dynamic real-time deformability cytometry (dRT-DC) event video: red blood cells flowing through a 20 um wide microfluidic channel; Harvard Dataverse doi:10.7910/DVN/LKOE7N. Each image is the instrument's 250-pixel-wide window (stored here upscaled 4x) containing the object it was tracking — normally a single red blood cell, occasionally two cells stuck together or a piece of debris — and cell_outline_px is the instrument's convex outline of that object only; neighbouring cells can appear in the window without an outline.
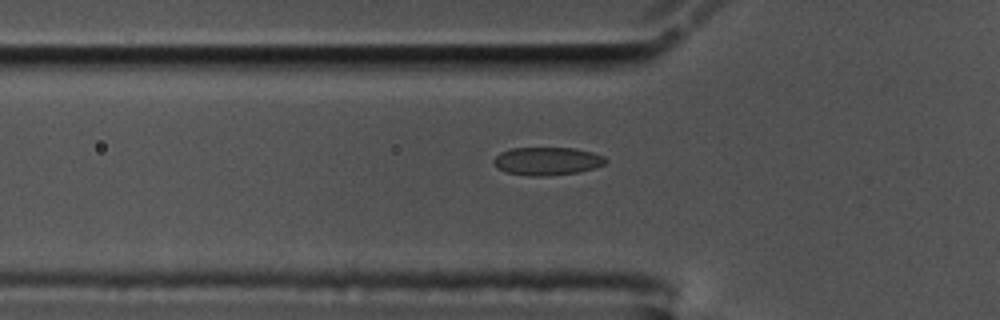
{"species": "common noctule bat (a hibernating species)", "species_latin": "Nyctalus noctula", "temperature_condition": "cold", "stored_images_in_passage": 40, "camera_frame_rate_fps": 3000, "um_per_image_px": 0.085, "animal": {"sex": "male", "body_mass_g": 17.5, "forearm_length_mm": 52.3}, "frame": {"image": 1, "passage_image": 2, "time_ms": 0.333, "image_size_px": [1000, 320], "cell_outline_px": [[608, 160], [604, 164], [596, 168], [576, 172], [544, 176], [532, 176], [508, 172], [500, 168], [492, 160], [500, 152], [512, 148], [576, 148], [592, 152], [604, 156]], "centroid_in_image_um": [46.55, 13.68], "position_along_channel_um": 79.2, "area_um2": 18.09}}
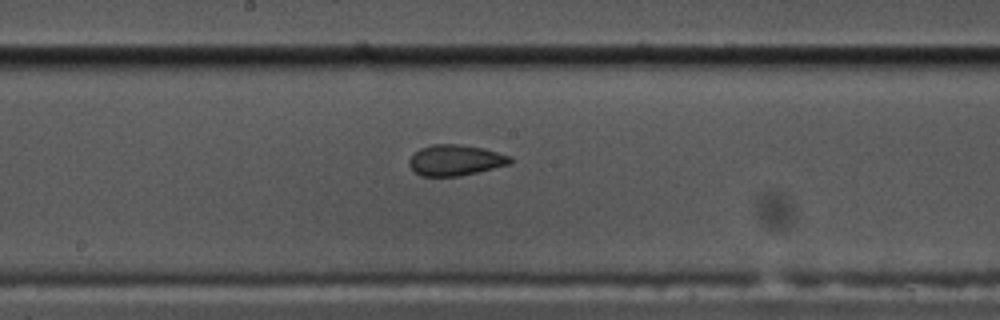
{"frame": {"image": 2, "passage_image": 13, "time_ms": 4.0, "image_size_px": [1000, 320], "cell_outline_px": [[512, 164], [460, 176], [420, 176], [408, 164], [408, 160], [420, 148], [432, 144], [460, 144], [484, 148], [512, 156]], "centroid_in_image_um": [38.74, 13.61], "position_along_channel_um": 209.5, "area_um2": 18.26}}
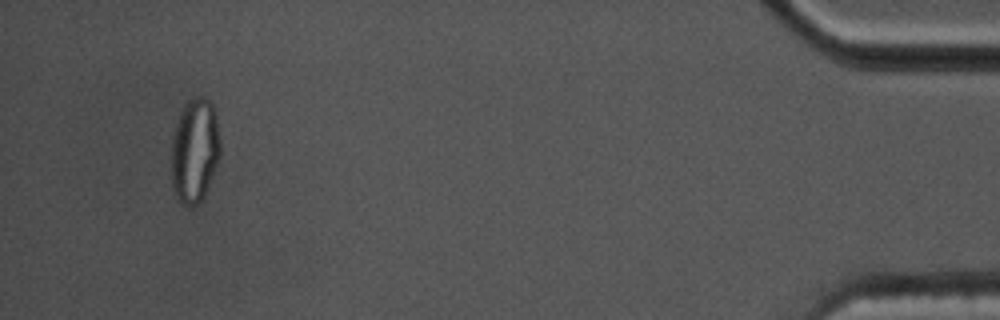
{"frame": {"image": 3, "passage_image": 37, "time_ms": 12.0, "image_size_px": [1000, 320], "cell_outline_px": [[220, 156], [204, 196], [192, 208], [180, 204], [172, 188], [172, 132], [176, 120], [184, 104], [192, 96], [204, 96], [212, 104], [216, 116], [220, 140]], "centroid_in_image_um": [16.53, 12.78], "position_along_channel_um": 418.7, "area_um2": 30.17}, "authors_computed_cell_mechanics": {"area_um2": 18.8139, "velocity_mm_per_s": 3.5433, "shape_relaxation_time_tau1_ms": null, "shape_relaxation_time_tau2_ms": 1.8829, "deformation_change_tau1": null, "deformation_change_tau2": 0.0618}}